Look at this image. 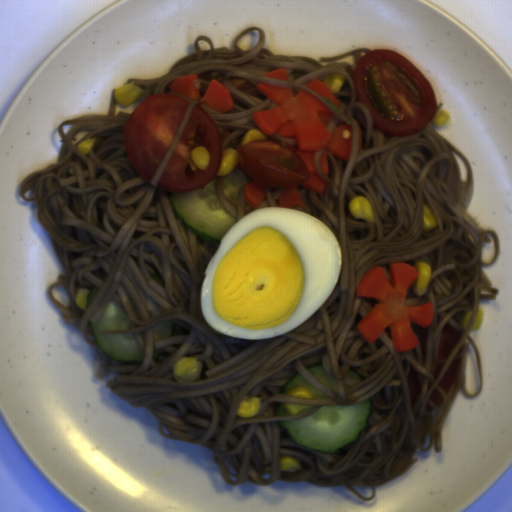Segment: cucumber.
<instances>
[{
  "instance_id": "cucumber-1",
  "label": "cucumber",
  "mask_w": 512,
  "mask_h": 512,
  "mask_svg": "<svg viewBox=\"0 0 512 512\" xmlns=\"http://www.w3.org/2000/svg\"><path fill=\"white\" fill-rule=\"evenodd\" d=\"M374 409L370 398L351 406L328 404L310 415L277 422L299 445L337 454L342 447L358 442L361 433L369 427Z\"/></svg>"
},
{
  "instance_id": "cucumber-2",
  "label": "cucumber",
  "mask_w": 512,
  "mask_h": 512,
  "mask_svg": "<svg viewBox=\"0 0 512 512\" xmlns=\"http://www.w3.org/2000/svg\"><path fill=\"white\" fill-rule=\"evenodd\" d=\"M166 193L175 220L181 221L182 228H189L193 234L210 243H219L238 221L221 202L215 180L199 190Z\"/></svg>"
},
{
  "instance_id": "cucumber-3",
  "label": "cucumber",
  "mask_w": 512,
  "mask_h": 512,
  "mask_svg": "<svg viewBox=\"0 0 512 512\" xmlns=\"http://www.w3.org/2000/svg\"><path fill=\"white\" fill-rule=\"evenodd\" d=\"M89 323L95 342L108 357L127 364L142 365L143 356L134 333L101 334V331H126L129 327L127 316L113 298L99 319Z\"/></svg>"
},
{
  "instance_id": "cucumber-4",
  "label": "cucumber",
  "mask_w": 512,
  "mask_h": 512,
  "mask_svg": "<svg viewBox=\"0 0 512 512\" xmlns=\"http://www.w3.org/2000/svg\"><path fill=\"white\" fill-rule=\"evenodd\" d=\"M296 388H307L312 394V398L329 399L331 398L325 392L314 386L307 379H305L298 372L288 381V383L281 389L278 394H288L291 390Z\"/></svg>"
},
{
  "instance_id": "cucumber-5",
  "label": "cucumber",
  "mask_w": 512,
  "mask_h": 512,
  "mask_svg": "<svg viewBox=\"0 0 512 512\" xmlns=\"http://www.w3.org/2000/svg\"><path fill=\"white\" fill-rule=\"evenodd\" d=\"M245 185L240 181L237 174L232 170L222 177V189L224 196L230 203L236 206L238 202L240 188Z\"/></svg>"
},
{
  "instance_id": "cucumber-6",
  "label": "cucumber",
  "mask_w": 512,
  "mask_h": 512,
  "mask_svg": "<svg viewBox=\"0 0 512 512\" xmlns=\"http://www.w3.org/2000/svg\"><path fill=\"white\" fill-rule=\"evenodd\" d=\"M309 372H311L313 375H315L318 379L329 385L331 388H333L335 391L339 392L337 388V381L335 377L331 376L326 368L321 364H312L307 367H304ZM340 393V392H339Z\"/></svg>"
},
{
  "instance_id": "cucumber-7",
  "label": "cucumber",
  "mask_w": 512,
  "mask_h": 512,
  "mask_svg": "<svg viewBox=\"0 0 512 512\" xmlns=\"http://www.w3.org/2000/svg\"><path fill=\"white\" fill-rule=\"evenodd\" d=\"M175 323L172 321H165L153 327V332L155 335L160 336L161 338H169L172 337L175 329Z\"/></svg>"
},
{
  "instance_id": "cucumber-8",
  "label": "cucumber",
  "mask_w": 512,
  "mask_h": 512,
  "mask_svg": "<svg viewBox=\"0 0 512 512\" xmlns=\"http://www.w3.org/2000/svg\"><path fill=\"white\" fill-rule=\"evenodd\" d=\"M147 308H148V314L149 318H159L161 316H164V309L160 304H158L151 296L145 293L144 295Z\"/></svg>"
},
{
  "instance_id": "cucumber-9",
  "label": "cucumber",
  "mask_w": 512,
  "mask_h": 512,
  "mask_svg": "<svg viewBox=\"0 0 512 512\" xmlns=\"http://www.w3.org/2000/svg\"><path fill=\"white\" fill-rule=\"evenodd\" d=\"M345 376H347L348 378H351L353 380L361 381V382L363 380H365L366 377H367V376L361 375L358 372H356L355 368H353L351 366L349 367V369H348V371H347Z\"/></svg>"
},
{
  "instance_id": "cucumber-10",
  "label": "cucumber",
  "mask_w": 512,
  "mask_h": 512,
  "mask_svg": "<svg viewBox=\"0 0 512 512\" xmlns=\"http://www.w3.org/2000/svg\"><path fill=\"white\" fill-rule=\"evenodd\" d=\"M283 404L284 403H278L273 416H291V414L287 412Z\"/></svg>"
},
{
  "instance_id": "cucumber-11",
  "label": "cucumber",
  "mask_w": 512,
  "mask_h": 512,
  "mask_svg": "<svg viewBox=\"0 0 512 512\" xmlns=\"http://www.w3.org/2000/svg\"><path fill=\"white\" fill-rule=\"evenodd\" d=\"M88 290H89V296H88V298H87V304H88V303H90V302L94 299V297H95V295L97 294V292H98L99 288L93 285V286H92L90 289H88ZM87 304H86V305H87Z\"/></svg>"
},
{
  "instance_id": "cucumber-12",
  "label": "cucumber",
  "mask_w": 512,
  "mask_h": 512,
  "mask_svg": "<svg viewBox=\"0 0 512 512\" xmlns=\"http://www.w3.org/2000/svg\"><path fill=\"white\" fill-rule=\"evenodd\" d=\"M150 275L152 278H154L158 283H160L165 288V282L158 271L155 273H152Z\"/></svg>"
},
{
  "instance_id": "cucumber-13",
  "label": "cucumber",
  "mask_w": 512,
  "mask_h": 512,
  "mask_svg": "<svg viewBox=\"0 0 512 512\" xmlns=\"http://www.w3.org/2000/svg\"><path fill=\"white\" fill-rule=\"evenodd\" d=\"M165 353L162 348H153V359Z\"/></svg>"
},
{
  "instance_id": "cucumber-14",
  "label": "cucumber",
  "mask_w": 512,
  "mask_h": 512,
  "mask_svg": "<svg viewBox=\"0 0 512 512\" xmlns=\"http://www.w3.org/2000/svg\"><path fill=\"white\" fill-rule=\"evenodd\" d=\"M342 385H343L344 390L351 389V387H352V385H350L349 383H342Z\"/></svg>"
},
{
  "instance_id": "cucumber-15",
  "label": "cucumber",
  "mask_w": 512,
  "mask_h": 512,
  "mask_svg": "<svg viewBox=\"0 0 512 512\" xmlns=\"http://www.w3.org/2000/svg\"><path fill=\"white\" fill-rule=\"evenodd\" d=\"M337 366H338V368H339V370H340V372H341V370H342V368H343L344 364H343V362H338V361H337Z\"/></svg>"
},
{
  "instance_id": "cucumber-16",
  "label": "cucumber",
  "mask_w": 512,
  "mask_h": 512,
  "mask_svg": "<svg viewBox=\"0 0 512 512\" xmlns=\"http://www.w3.org/2000/svg\"><path fill=\"white\" fill-rule=\"evenodd\" d=\"M107 278H108V274L105 272L100 279L105 281Z\"/></svg>"
}]
</instances>
